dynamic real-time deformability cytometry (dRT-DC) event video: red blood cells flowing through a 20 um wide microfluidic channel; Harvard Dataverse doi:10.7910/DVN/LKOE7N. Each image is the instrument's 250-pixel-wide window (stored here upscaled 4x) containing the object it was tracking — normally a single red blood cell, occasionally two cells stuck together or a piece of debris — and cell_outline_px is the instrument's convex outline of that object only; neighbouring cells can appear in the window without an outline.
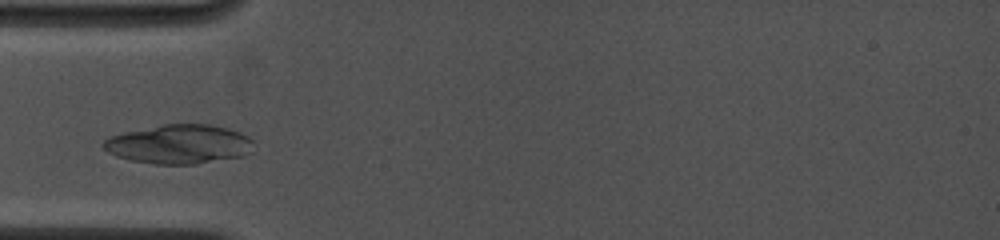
{"species": "common noctule bat (a hibernating species)", "species_latin": "Nyctalus noctula", "temperature_condition": "cold", "stored_images_in_passage": 40, "camera_frame_rate_fps": 4500, "um_per_image_px": 0.085, "animal": {"sex": "female", "body_mass_g": 19.0, "forearm_length_mm": 53.3}, "frame": {"image": 1, "passage_image": 1, "time_ms": 0.0, "image_size_px": [1000, 240], "cell_outline_px": [[252, 152], [244, 156], [196, 164], [156, 164], [132, 160], [116, 156], [108, 152], [100, 144], [108, 136], [124, 132], [160, 124], [212, 124], [228, 128], [240, 132], [248, 136], [252, 140]], "centroid_in_image_um": [15.22, 12.25], "position_along_channel_um": 69.8, "area_um2": 34.56}}
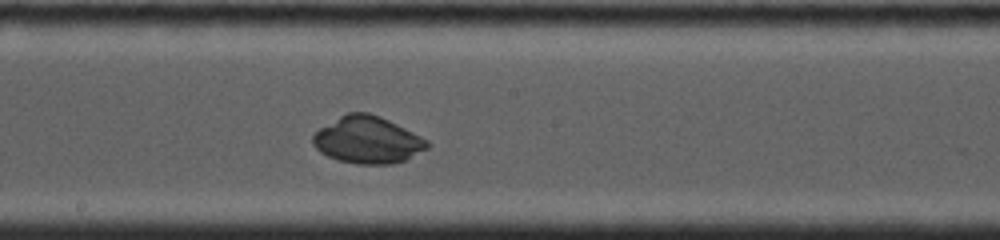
{"frame": {"image": 2, "passage_image": 17, "time_ms": 3.778, "image_size_px": [1000, 240], "cell_outline_px": [[428, 148], [404, 160], [392, 164], [356, 164], [336, 160], [320, 152], [312, 144], [312, 136], [320, 128], [340, 116], [348, 112], [368, 112], [380, 116], [428, 140]], "centroid_in_image_um": [31.21, 11.9], "position_along_channel_um": 217.0, "area_um2": 31.1}}
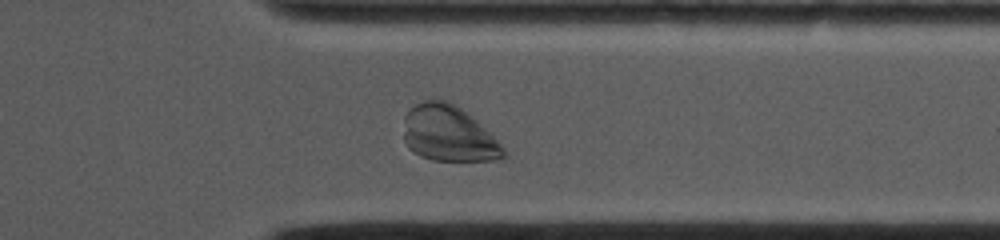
{"frame": {"image": 3, "passage_image": 35, "time_ms": 7.778, "image_size_px": [1000, 240], "cell_outline_px": [[508, 152], [504, 156], [496, 160], [432, 160], [420, 156], [408, 148], [404, 140], [404, 116], [416, 104], [424, 100], [448, 100], [460, 108], [476, 120]], "centroid_in_image_um": [38.1, 11.37], "position_along_channel_um": 373.3, "area_um2": 32.19}}